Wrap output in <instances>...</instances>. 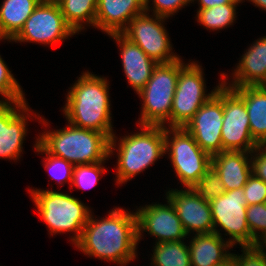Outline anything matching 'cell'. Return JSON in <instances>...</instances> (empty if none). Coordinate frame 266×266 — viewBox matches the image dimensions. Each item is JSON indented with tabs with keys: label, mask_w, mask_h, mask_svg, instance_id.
<instances>
[{
	"label": "cell",
	"mask_w": 266,
	"mask_h": 266,
	"mask_svg": "<svg viewBox=\"0 0 266 266\" xmlns=\"http://www.w3.org/2000/svg\"><path fill=\"white\" fill-rule=\"evenodd\" d=\"M204 83L202 68L195 62L185 65L179 71L170 115V128L184 127L223 84L221 82L211 93L205 94Z\"/></svg>",
	"instance_id": "ba28073f"
},
{
	"label": "cell",
	"mask_w": 266,
	"mask_h": 266,
	"mask_svg": "<svg viewBox=\"0 0 266 266\" xmlns=\"http://www.w3.org/2000/svg\"><path fill=\"white\" fill-rule=\"evenodd\" d=\"M74 34L76 33L65 21L57 2L42 0L12 41L52 45Z\"/></svg>",
	"instance_id": "30bf717a"
},
{
	"label": "cell",
	"mask_w": 266,
	"mask_h": 266,
	"mask_svg": "<svg viewBox=\"0 0 266 266\" xmlns=\"http://www.w3.org/2000/svg\"><path fill=\"white\" fill-rule=\"evenodd\" d=\"M236 5L238 3H228L212 8L199 9L197 11L198 22L210 30H218L228 25L230 26L236 17Z\"/></svg>",
	"instance_id": "484cf974"
},
{
	"label": "cell",
	"mask_w": 266,
	"mask_h": 266,
	"mask_svg": "<svg viewBox=\"0 0 266 266\" xmlns=\"http://www.w3.org/2000/svg\"><path fill=\"white\" fill-rule=\"evenodd\" d=\"M42 0H4L0 7V40H12Z\"/></svg>",
	"instance_id": "603a6c76"
},
{
	"label": "cell",
	"mask_w": 266,
	"mask_h": 266,
	"mask_svg": "<svg viewBox=\"0 0 266 266\" xmlns=\"http://www.w3.org/2000/svg\"><path fill=\"white\" fill-rule=\"evenodd\" d=\"M240 256L232 254L233 266H266V251L263 247L244 246Z\"/></svg>",
	"instance_id": "1f68e13d"
},
{
	"label": "cell",
	"mask_w": 266,
	"mask_h": 266,
	"mask_svg": "<svg viewBox=\"0 0 266 266\" xmlns=\"http://www.w3.org/2000/svg\"><path fill=\"white\" fill-rule=\"evenodd\" d=\"M234 71V81L228 87L266 85V37L257 40L242 55Z\"/></svg>",
	"instance_id": "ffe728a7"
},
{
	"label": "cell",
	"mask_w": 266,
	"mask_h": 266,
	"mask_svg": "<svg viewBox=\"0 0 266 266\" xmlns=\"http://www.w3.org/2000/svg\"><path fill=\"white\" fill-rule=\"evenodd\" d=\"M29 111L26 101L0 100V158L16 160L21 156L23 140L27 134L25 113Z\"/></svg>",
	"instance_id": "2e32d148"
},
{
	"label": "cell",
	"mask_w": 266,
	"mask_h": 266,
	"mask_svg": "<svg viewBox=\"0 0 266 266\" xmlns=\"http://www.w3.org/2000/svg\"><path fill=\"white\" fill-rule=\"evenodd\" d=\"M245 151H223L212 156L211 167L221 177L226 191L243 188L252 175Z\"/></svg>",
	"instance_id": "d6986e66"
},
{
	"label": "cell",
	"mask_w": 266,
	"mask_h": 266,
	"mask_svg": "<svg viewBox=\"0 0 266 266\" xmlns=\"http://www.w3.org/2000/svg\"><path fill=\"white\" fill-rule=\"evenodd\" d=\"M153 266H191L189 248L182 241L156 243Z\"/></svg>",
	"instance_id": "d4e9b609"
},
{
	"label": "cell",
	"mask_w": 266,
	"mask_h": 266,
	"mask_svg": "<svg viewBox=\"0 0 266 266\" xmlns=\"http://www.w3.org/2000/svg\"><path fill=\"white\" fill-rule=\"evenodd\" d=\"M39 215L50 228V233L74 232L72 242L76 244L90 216L91 210L77 198L62 192L31 190Z\"/></svg>",
	"instance_id": "8992f818"
},
{
	"label": "cell",
	"mask_w": 266,
	"mask_h": 266,
	"mask_svg": "<svg viewBox=\"0 0 266 266\" xmlns=\"http://www.w3.org/2000/svg\"><path fill=\"white\" fill-rule=\"evenodd\" d=\"M223 79V123L221 141L223 151L252 152L259 144L250 132L248 112L244 100Z\"/></svg>",
	"instance_id": "9c48e42d"
},
{
	"label": "cell",
	"mask_w": 266,
	"mask_h": 266,
	"mask_svg": "<svg viewBox=\"0 0 266 266\" xmlns=\"http://www.w3.org/2000/svg\"><path fill=\"white\" fill-rule=\"evenodd\" d=\"M168 205L152 204L136 211L138 241L142 231L158 238L157 243L181 241L187 236L175 208L169 200Z\"/></svg>",
	"instance_id": "5bb4252c"
},
{
	"label": "cell",
	"mask_w": 266,
	"mask_h": 266,
	"mask_svg": "<svg viewBox=\"0 0 266 266\" xmlns=\"http://www.w3.org/2000/svg\"><path fill=\"white\" fill-rule=\"evenodd\" d=\"M243 190L247 206L266 203V183L261 179L251 175Z\"/></svg>",
	"instance_id": "d6a6232c"
},
{
	"label": "cell",
	"mask_w": 266,
	"mask_h": 266,
	"mask_svg": "<svg viewBox=\"0 0 266 266\" xmlns=\"http://www.w3.org/2000/svg\"><path fill=\"white\" fill-rule=\"evenodd\" d=\"M230 88L244 100L251 136L259 145H266V85Z\"/></svg>",
	"instance_id": "7402d4cb"
},
{
	"label": "cell",
	"mask_w": 266,
	"mask_h": 266,
	"mask_svg": "<svg viewBox=\"0 0 266 266\" xmlns=\"http://www.w3.org/2000/svg\"><path fill=\"white\" fill-rule=\"evenodd\" d=\"M181 59L159 63L147 84L137 93L143 100L140 125H160L169 121L179 71L185 66Z\"/></svg>",
	"instance_id": "5b68a950"
},
{
	"label": "cell",
	"mask_w": 266,
	"mask_h": 266,
	"mask_svg": "<svg viewBox=\"0 0 266 266\" xmlns=\"http://www.w3.org/2000/svg\"><path fill=\"white\" fill-rule=\"evenodd\" d=\"M35 149L37 152H42L47 155L45 159V168L49 171L51 179H55L58 183L67 182L72 183L74 165L64 160L63 158L56 157L49 154L39 143L36 141ZM51 171V173H50Z\"/></svg>",
	"instance_id": "83f0119b"
},
{
	"label": "cell",
	"mask_w": 266,
	"mask_h": 266,
	"mask_svg": "<svg viewBox=\"0 0 266 266\" xmlns=\"http://www.w3.org/2000/svg\"><path fill=\"white\" fill-rule=\"evenodd\" d=\"M192 0H153L154 15L168 18L170 15L175 14L180 8L186 6ZM149 0H146L145 11H150Z\"/></svg>",
	"instance_id": "836d02e7"
},
{
	"label": "cell",
	"mask_w": 266,
	"mask_h": 266,
	"mask_svg": "<svg viewBox=\"0 0 266 266\" xmlns=\"http://www.w3.org/2000/svg\"><path fill=\"white\" fill-rule=\"evenodd\" d=\"M103 162L94 164L74 165L72 183L80 189H90L96 185L101 173L106 171Z\"/></svg>",
	"instance_id": "f546056e"
},
{
	"label": "cell",
	"mask_w": 266,
	"mask_h": 266,
	"mask_svg": "<svg viewBox=\"0 0 266 266\" xmlns=\"http://www.w3.org/2000/svg\"><path fill=\"white\" fill-rule=\"evenodd\" d=\"M90 214L81 238L75 244L89 256L126 265L136 258L138 244L136 213L115 208L107 218L94 220Z\"/></svg>",
	"instance_id": "6da1fadb"
},
{
	"label": "cell",
	"mask_w": 266,
	"mask_h": 266,
	"mask_svg": "<svg viewBox=\"0 0 266 266\" xmlns=\"http://www.w3.org/2000/svg\"><path fill=\"white\" fill-rule=\"evenodd\" d=\"M140 133L121 138L118 148L117 183L123 184L152 165L165 152V126L141 125Z\"/></svg>",
	"instance_id": "277c9868"
},
{
	"label": "cell",
	"mask_w": 266,
	"mask_h": 266,
	"mask_svg": "<svg viewBox=\"0 0 266 266\" xmlns=\"http://www.w3.org/2000/svg\"><path fill=\"white\" fill-rule=\"evenodd\" d=\"M251 153L255 155L250 159L251 173L266 183V145L257 146Z\"/></svg>",
	"instance_id": "e575fe53"
},
{
	"label": "cell",
	"mask_w": 266,
	"mask_h": 266,
	"mask_svg": "<svg viewBox=\"0 0 266 266\" xmlns=\"http://www.w3.org/2000/svg\"><path fill=\"white\" fill-rule=\"evenodd\" d=\"M202 200L210 202L226 192L221 177L211 167L192 187Z\"/></svg>",
	"instance_id": "4316f807"
},
{
	"label": "cell",
	"mask_w": 266,
	"mask_h": 266,
	"mask_svg": "<svg viewBox=\"0 0 266 266\" xmlns=\"http://www.w3.org/2000/svg\"><path fill=\"white\" fill-rule=\"evenodd\" d=\"M167 151L170 152L176 175L187 188H192L211 168L212 156L199 147L184 127L168 130L165 126V152Z\"/></svg>",
	"instance_id": "52a82bcc"
},
{
	"label": "cell",
	"mask_w": 266,
	"mask_h": 266,
	"mask_svg": "<svg viewBox=\"0 0 266 266\" xmlns=\"http://www.w3.org/2000/svg\"><path fill=\"white\" fill-rule=\"evenodd\" d=\"M188 189V190H187ZM169 190L166 199L171 202L187 235L192 232L206 234L214 232L211 206L202 200L192 188Z\"/></svg>",
	"instance_id": "9a60e30c"
},
{
	"label": "cell",
	"mask_w": 266,
	"mask_h": 266,
	"mask_svg": "<svg viewBox=\"0 0 266 266\" xmlns=\"http://www.w3.org/2000/svg\"><path fill=\"white\" fill-rule=\"evenodd\" d=\"M223 123V84L184 126L199 147L213 156L223 152L221 127Z\"/></svg>",
	"instance_id": "4fadbf2b"
},
{
	"label": "cell",
	"mask_w": 266,
	"mask_h": 266,
	"mask_svg": "<svg viewBox=\"0 0 266 266\" xmlns=\"http://www.w3.org/2000/svg\"><path fill=\"white\" fill-rule=\"evenodd\" d=\"M232 244L222 239V236L213 232L195 234L190 242L189 253L191 266H219L226 263L232 256L226 249Z\"/></svg>",
	"instance_id": "44dd1931"
},
{
	"label": "cell",
	"mask_w": 266,
	"mask_h": 266,
	"mask_svg": "<svg viewBox=\"0 0 266 266\" xmlns=\"http://www.w3.org/2000/svg\"><path fill=\"white\" fill-rule=\"evenodd\" d=\"M106 79L82 73L67 95L63 112L73 126L105 134L110 139V155L116 145L112 132L109 86Z\"/></svg>",
	"instance_id": "7a4b0ae2"
},
{
	"label": "cell",
	"mask_w": 266,
	"mask_h": 266,
	"mask_svg": "<svg viewBox=\"0 0 266 266\" xmlns=\"http://www.w3.org/2000/svg\"><path fill=\"white\" fill-rule=\"evenodd\" d=\"M49 153L73 165L105 162L110 157V139L103 133L73 126L46 131L37 139Z\"/></svg>",
	"instance_id": "3957f363"
},
{
	"label": "cell",
	"mask_w": 266,
	"mask_h": 266,
	"mask_svg": "<svg viewBox=\"0 0 266 266\" xmlns=\"http://www.w3.org/2000/svg\"><path fill=\"white\" fill-rule=\"evenodd\" d=\"M209 203L214 232L220 235V231L216 229L220 226L230 235L228 241L232 246L235 243H239L241 247L251 246V233L246 220L247 202L243 188L226 191Z\"/></svg>",
	"instance_id": "8fae6325"
},
{
	"label": "cell",
	"mask_w": 266,
	"mask_h": 266,
	"mask_svg": "<svg viewBox=\"0 0 266 266\" xmlns=\"http://www.w3.org/2000/svg\"><path fill=\"white\" fill-rule=\"evenodd\" d=\"M219 266H233L232 258H230L226 263L219 265Z\"/></svg>",
	"instance_id": "74e56055"
},
{
	"label": "cell",
	"mask_w": 266,
	"mask_h": 266,
	"mask_svg": "<svg viewBox=\"0 0 266 266\" xmlns=\"http://www.w3.org/2000/svg\"><path fill=\"white\" fill-rule=\"evenodd\" d=\"M194 1V0H192ZM200 3L199 9L212 8L214 6H220L228 3H240L241 0H198Z\"/></svg>",
	"instance_id": "d590c367"
},
{
	"label": "cell",
	"mask_w": 266,
	"mask_h": 266,
	"mask_svg": "<svg viewBox=\"0 0 266 266\" xmlns=\"http://www.w3.org/2000/svg\"><path fill=\"white\" fill-rule=\"evenodd\" d=\"M145 5L146 0H98L95 26L107 34L121 33Z\"/></svg>",
	"instance_id": "ac0fdd59"
},
{
	"label": "cell",
	"mask_w": 266,
	"mask_h": 266,
	"mask_svg": "<svg viewBox=\"0 0 266 266\" xmlns=\"http://www.w3.org/2000/svg\"><path fill=\"white\" fill-rule=\"evenodd\" d=\"M108 35L119 43L124 73L128 83L138 93L147 84L158 63L122 33Z\"/></svg>",
	"instance_id": "e0dca14e"
},
{
	"label": "cell",
	"mask_w": 266,
	"mask_h": 266,
	"mask_svg": "<svg viewBox=\"0 0 266 266\" xmlns=\"http://www.w3.org/2000/svg\"><path fill=\"white\" fill-rule=\"evenodd\" d=\"M147 12L136 15L121 32L131 42L137 44L150 58L159 63H171L180 59L172 54V46L162 21L165 17ZM171 52V53H170Z\"/></svg>",
	"instance_id": "7c38bea8"
},
{
	"label": "cell",
	"mask_w": 266,
	"mask_h": 266,
	"mask_svg": "<svg viewBox=\"0 0 266 266\" xmlns=\"http://www.w3.org/2000/svg\"><path fill=\"white\" fill-rule=\"evenodd\" d=\"M249 1L253 2L255 6L263 8L262 10H266V0H249Z\"/></svg>",
	"instance_id": "8d00e7d4"
},
{
	"label": "cell",
	"mask_w": 266,
	"mask_h": 266,
	"mask_svg": "<svg viewBox=\"0 0 266 266\" xmlns=\"http://www.w3.org/2000/svg\"><path fill=\"white\" fill-rule=\"evenodd\" d=\"M246 220L251 233V246H256L266 235V203L247 206Z\"/></svg>",
	"instance_id": "f1b7e54d"
},
{
	"label": "cell",
	"mask_w": 266,
	"mask_h": 266,
	"mask_svg": "<svg viewBox=\"0 0 266 266\" xmlns=\"http://www.w3.org/2000/svg\"><path fill=\"white\" fill-rule=\"evenodd\" d=\"M68 25L75 33L84 26L82 23L91 24L95 27V16L98 0H55Z\"/></svg>",
	"instance_id": "cb8c5ba5"
},
{
	"label": "cell",
	"mask_w": 266,
	"mask_h": 266,
	"mask_svg": "<svg viewBox=\"0 0 266 266\" xmlns=\"http://www.w3.org/2000/svg\"><path fill=\"white\" fill-rule=\"evenodd\" d=\"M0 94L5 97V102L25 101L23 91L0 56Z\"/></svg>",
	"instance_id": "4dcf8cb0"
}]
</instances>
